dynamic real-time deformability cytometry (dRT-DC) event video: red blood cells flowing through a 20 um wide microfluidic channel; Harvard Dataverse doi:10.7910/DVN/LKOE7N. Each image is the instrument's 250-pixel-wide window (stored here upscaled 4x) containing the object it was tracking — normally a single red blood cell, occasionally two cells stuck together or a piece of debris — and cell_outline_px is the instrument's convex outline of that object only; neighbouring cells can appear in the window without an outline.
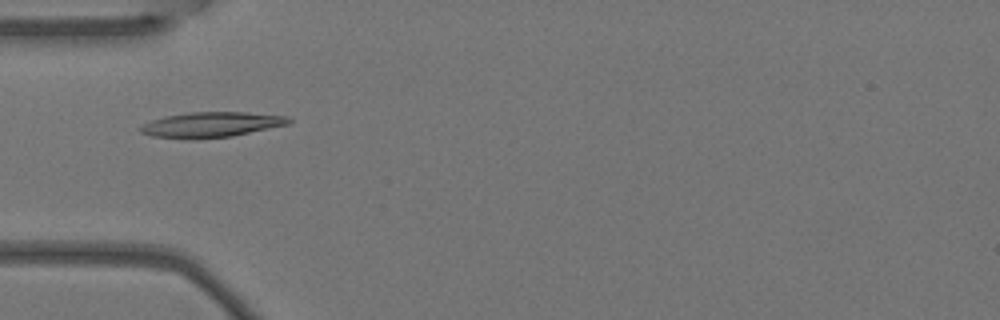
{"species": "Egyptian fruit bat (a non-hibernating species)", "species_latin": "Rousettus aegyptiacus", "temperature_condition": "warm", "stored_images_in_passage": 6, "camera_frame_rate_fps": 3000, "um_per_image_px": 0.085, "animal": {"sex": "female"}, "frame": {"image": 1, "passage_image": 5, "time_ms": 1.333, "image_size_px": [1000, 320], "cell_outline_px": [[292, 120], [288, 124], [232, 136], [196, 140], [192, 140], [152, 136], [140, 132], [136, 128], [152, 120], [164, 116], [188, 112], [248, 112], [288, 116]], "centroid_in_image_um": [17.91, 10.6], "position_along_channel_um": 67.1, "area_um2": 22.08}}
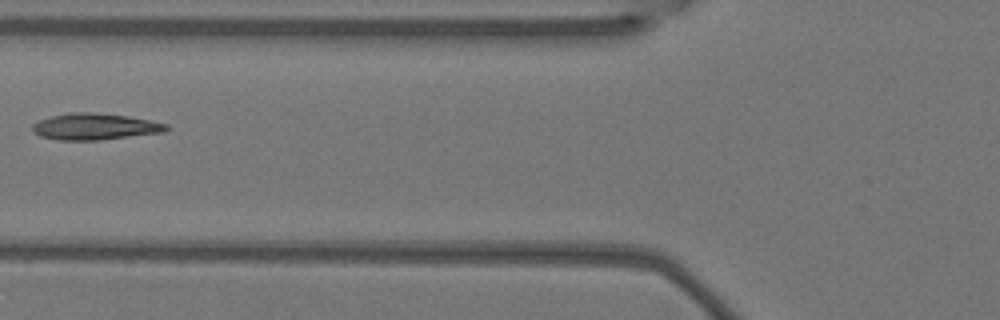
{"frame": {"image": 2, "passage_image": 6, "time_ms": 1.667, "image_size_px": [1000, 320], "cell_outline_px": [[168, 128], [164, 132], [100, 140], [56, 140], [40, 136], [32, 132], [32, 124], [40, 120], [52, 116], [72, 112], [92, 112], [128, 116], [152, 120], [168, 124]], "centroid_in_image_um": [8.06, 10.76], "position_along_channel_um": 117.7, "area_um2": 20.69}}